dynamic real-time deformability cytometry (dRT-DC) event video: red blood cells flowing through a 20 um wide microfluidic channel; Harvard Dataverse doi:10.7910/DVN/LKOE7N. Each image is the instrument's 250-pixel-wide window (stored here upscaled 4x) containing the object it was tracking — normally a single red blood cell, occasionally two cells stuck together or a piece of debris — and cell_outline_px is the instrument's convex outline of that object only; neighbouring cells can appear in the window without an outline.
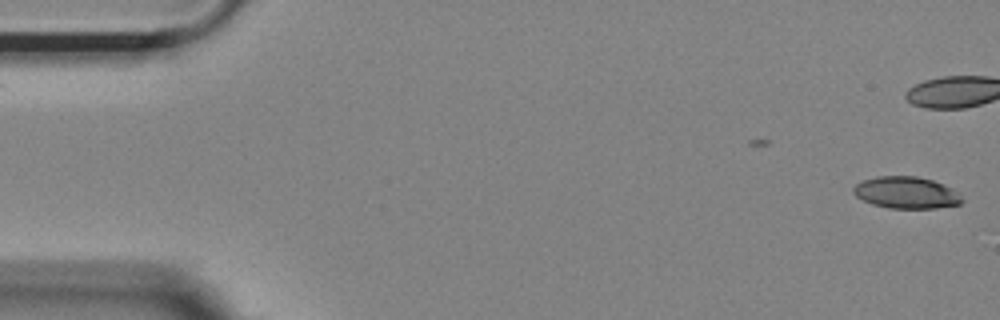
{"species": "Egyptian fruit bat (a non-hibernating species)", "species_latin": "Rousettus aegyptiacus", "temperature_condition": "room temperature", "stored_images_in_passage": 3, "camera_frame_rate_fps": 3000, "um_per_image_px": 0.085, "animal": {"sex": "female"}, "frame": {"image": 1, "passage_image": 3, "time_ms": 0.667, "image_size_px": [1000, 320], "cell_outline_px": [[964, 200], [960, 204], [936, 208], [888, 208], [872, 204], [856, 196], [852, 192], [852, 188], [856, 184], [864, 180], [876, 176], [916, 176], [932, 180], [952, 188]], "centroid_in_image_um": [77.01, 16.37], "position_along_channel_um": 8.0, "area_um2": 20.06}}